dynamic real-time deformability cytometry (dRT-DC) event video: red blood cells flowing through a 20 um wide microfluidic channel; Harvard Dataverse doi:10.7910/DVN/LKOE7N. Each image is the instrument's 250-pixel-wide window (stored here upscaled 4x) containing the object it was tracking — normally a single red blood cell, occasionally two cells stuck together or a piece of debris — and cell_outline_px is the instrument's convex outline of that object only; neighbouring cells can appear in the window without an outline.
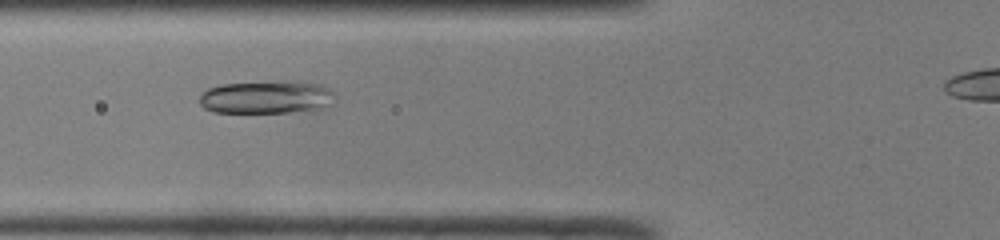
{"species": "common noctule bat (a hibernating species)", "species_latin": "Nyctalus noctula", "temperature_condition": "room temperature", "stored_images_in_passage": 29, "camera_frame_rate_fps": 3000, "um_per_image_px": 0.085, "animal": {"sex": "male", "body_mass_g": 19.0, "forearm_length_mm": 50.8}, "frame": {"image": 1, "passage_image": 3, "time_ms": 0.667, "image_size_px": [1000, 240], "cell_outline_px": [[336, 96], [328, 108], [316, 112], [212, 112], [204, 108], [200, 104], [200, 96], [208, 88], [220, 84], [284, 80], [300, 80], [320, 84], [328, 88]], "centroid_in_image_um": [22.75, 8.25], "position_along_channel_um": 103.0, "area_um2": 26.93}}